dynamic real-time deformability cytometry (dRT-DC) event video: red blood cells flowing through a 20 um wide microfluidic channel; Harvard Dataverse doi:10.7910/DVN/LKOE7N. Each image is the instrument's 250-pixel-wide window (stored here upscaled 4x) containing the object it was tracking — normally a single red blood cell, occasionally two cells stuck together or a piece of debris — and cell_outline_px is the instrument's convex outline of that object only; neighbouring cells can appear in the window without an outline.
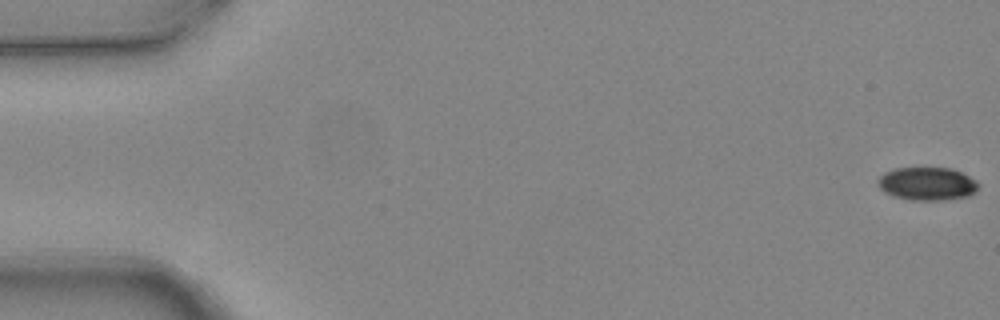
{"species": "common noctule bat (a hibernating species)", "species_latin": "Nyctalus noctula", "temperature_condition": "warm", "stored_images_in_passage": 5, "camera_frame_rate_fps": 3000, "um_per_image_px": 0.085, "animal": {"sex": "female", "body_mass_g": 24.6, "forearm_length_mm": 56.2}, "frame": {"image": 1, "passage_image": 1, "time_ms": 0.0, "image_size_px": [1000, 320], "cell_outline_px": [[980, 184], [968, 196], [944, 200], [912, 200], [892, 196], [884, 192], [876, 184], [876, 180], [884, 172], [896, 168], [952, 168], [976, 180]], "centroid_in_image_um": [78.76, 15.62], "position_along_channel_um": 6.2, "area_um2": 19.42}}
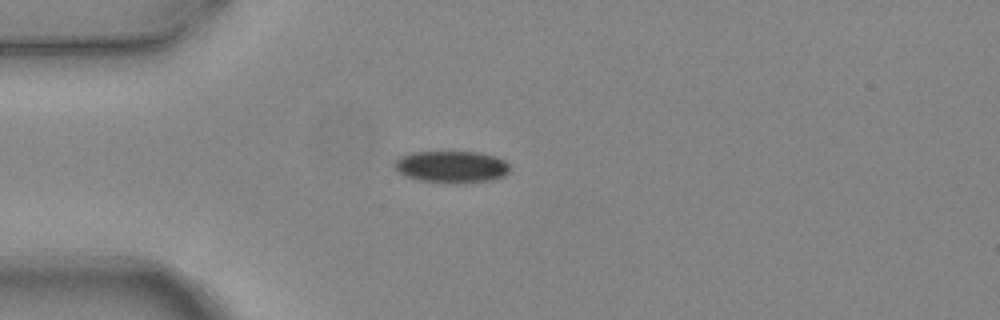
{"frame": {"image": 2, "passage_image": 5, "time_ms": 1.333, "image_size_px": [1000, 320], "cell_outline_px": [[512, 168], [504, 176], [492, 180], [420, 180], [404, 176], [396, 172], [392, 168], [392, 164], [400, 156], [412, 152], [480, 152], [496, 156], [504, 160]], "centroid_in_image_um": [38.34, 14.12], "position_along_channel_um": 46.7, "area_um2": 20.87}}